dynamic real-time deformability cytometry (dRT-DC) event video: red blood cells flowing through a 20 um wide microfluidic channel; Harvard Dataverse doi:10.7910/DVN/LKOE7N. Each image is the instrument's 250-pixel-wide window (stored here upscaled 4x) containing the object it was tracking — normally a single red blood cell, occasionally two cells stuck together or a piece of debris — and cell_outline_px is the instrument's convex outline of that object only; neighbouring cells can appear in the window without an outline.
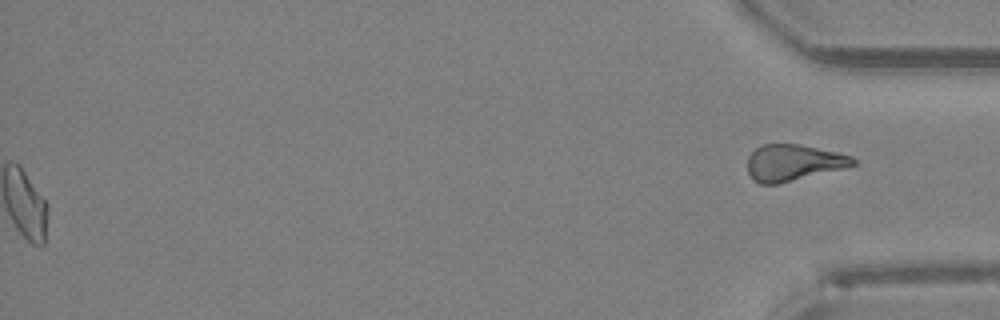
{"species": "Egyptian fruit bat (a non-hibernating species)", "species_latin": "Rousettus aegyptiacus", "temperature_condition": "room temperature", "stored_images_in_passage": 49, "segment_of_instrument_passage": [2, 2], "camera_frame_rate_fps": 3000, "um_per_image_px": 0.085, "animal": {"sex": "female"}, "frame": {"image": 1, "passage_image": 49, "time_ms": 16.0, "image_size_px": [1000, 320], "cell_outline_px": [[856, 164], [844, 168], [776, 184], [760, 184], [752, 180], [748, 172], [748, 156], [760, 144], [800, 144], [836, 152], [852, 156], [856, 160]], "centroid_in_image_um": [67.4, 13.82], "position_along_channel_um": 367.8, "area_um2": 22.25}}